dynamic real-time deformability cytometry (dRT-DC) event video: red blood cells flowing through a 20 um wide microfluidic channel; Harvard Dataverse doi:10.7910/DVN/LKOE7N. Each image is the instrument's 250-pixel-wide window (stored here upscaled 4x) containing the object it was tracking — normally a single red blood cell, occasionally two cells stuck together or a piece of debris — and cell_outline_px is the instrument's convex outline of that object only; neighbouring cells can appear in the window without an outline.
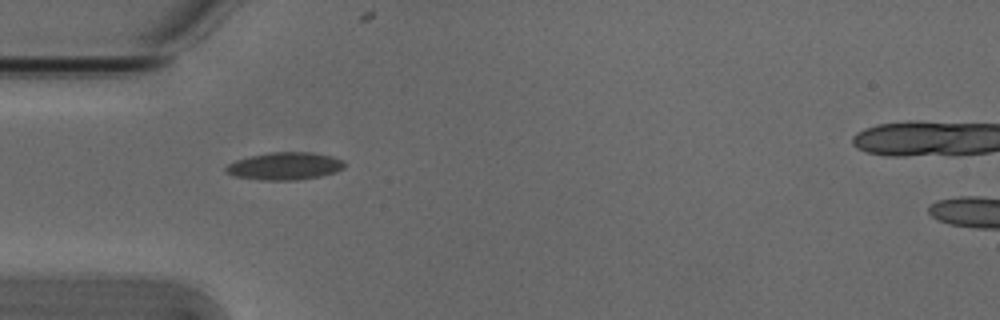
{"species": "Egyptian fruit bat (a non-hibernating species)", "species_latin": "Rousettus aegyptiacus", "temperature_condition": "cold", "stored_images_in_passage": 27, "camera_frame_rate_fps": 3000, "um_per_image_px": 0.085, "animal": {"sex": "male"}, "frame": {"image": 1, "passage_image": 1, "time_ms": 0.0, "image_size_px": [1000, 320], "cell_outline_px": [[344, 168], [336, 172], [320, 176], [292, 180], [260, 180], [236, 176], [224, 172], [224, 168], [228, 164], [236, 160], [268, 152], [312, 152], [332, 156], [344, 160]], "centroid_in_image_um": [24.21, 14.11], "position_along_channel_um": 60.8, "area_um2": 19.02}}
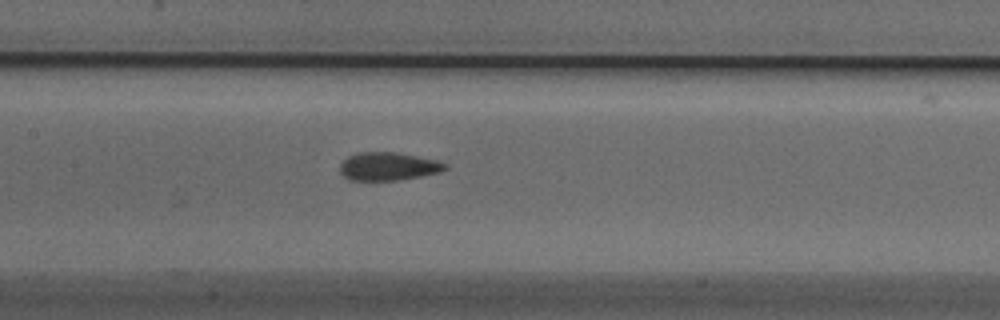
{"frame": {"image": 2, "passage_image": 10, "time_ms": 3.0, "image_size_px": [1000, 320], "cell_outline_px": [[448, 168], [440, 172], [420, 176], [396, 180], [348, 180], [340, 172], [340, 164], [348, 156], [356, 152], [396, 152], [440, 160], [448, 164]], "centroid_in_image_um": [33.02, 14.13], "position_along_channel_um": 174.4, "area_um2": 17.4}}
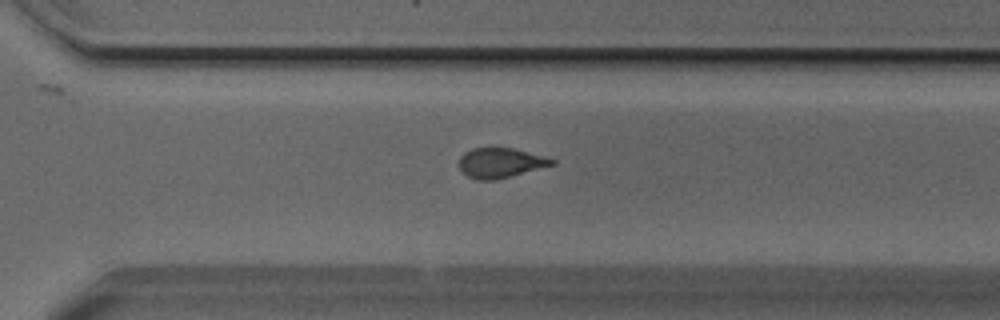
{"frame": {"image": 3, "passage_image": 22, "time_ms": 7.0, "image_size_px": [1000, 320], "cell_outline_px": [[556, 164], [496, 180], [476, 180], [468, 176], [460, 168], [460, 156], [464, 152], [472, 148], [512, 148], [544, 156], [556, 160]], "centroid_in_image_um": [42.55, 13.84], "position_along_channel_um": 328.1, "area_um2": 16.07}, "authors_computed_cell_mechanics": {"area_um2": 17.2244, "velocity_mm_per_s": 3.8508, "shape_relaxation_time_tau1_ms": 5.1692, "shape_relaxation_time_tau2_ms": 1.5077, "deformation_change_tau1": 0.165, "deformation_change_tau2": 0.0785}}